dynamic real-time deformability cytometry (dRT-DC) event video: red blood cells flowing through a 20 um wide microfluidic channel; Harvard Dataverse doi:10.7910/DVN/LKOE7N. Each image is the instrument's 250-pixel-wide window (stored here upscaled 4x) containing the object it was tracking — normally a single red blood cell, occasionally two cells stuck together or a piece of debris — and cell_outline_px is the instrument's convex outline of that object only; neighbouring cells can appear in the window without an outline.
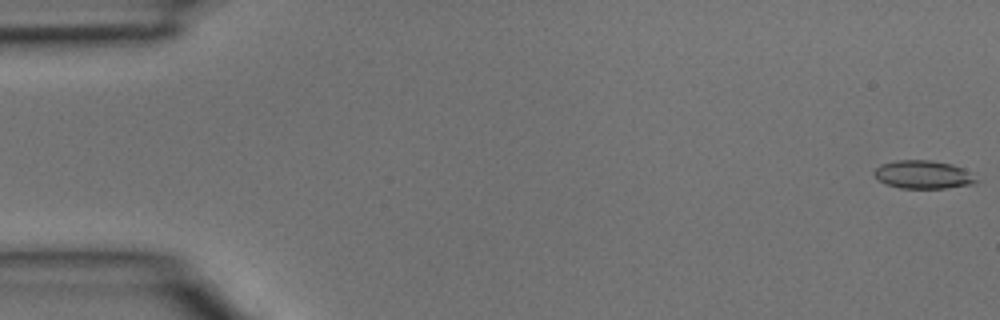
{"species": "common noctule bat (a hibernating species)", "species_latin": "Nyctalus noctula", "temperature_condition": "room temperature", "stored_images_in_passage": 41, "camera_frame_rate_fps": 3000, "um_per_image_px": 0.085, "animal": {"sex": "male", "body_mass_g": 15.6}, "frame": {"image": 1, "passage_image": 1, "time_ms": 0.0, "image_size_px": [1000, 320], "cell_outline_px": [[976, 184], [944, 188], [900, 188], [888, 184], [880, 180], [872, 172], [880, 164], [896, 160], [928, 160], [952, 164], [964, 168], [976, 180]], "centroid_in_image_um": [78.46, 14.83], "position_along_channel_um": 6.5, "area_um2": 16.59}}
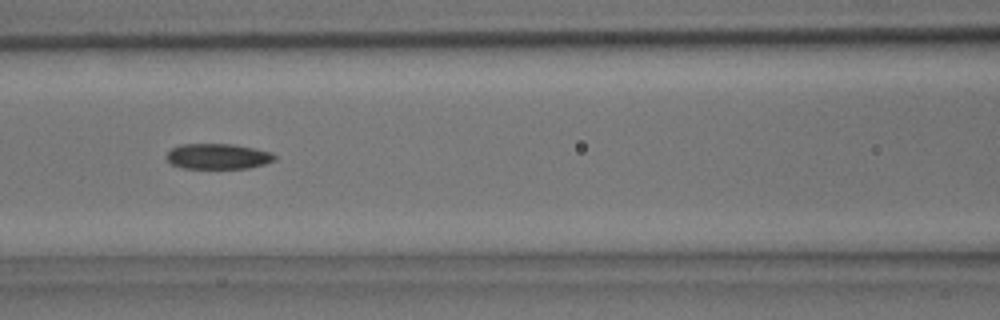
{"frame": {"image": 2, "passage_image": 18, "time_ms": 5.667, "image_size_px": [1000, 320], "cell_outline_px": [[276, 160], [264, 164], [248, 168], [184, 168], [172, 164], [164, 156], [172, 148], [180, 144], [232, 144], [256, 148], [272, 152], [276, 156]], "centroid_in_image_um": [18.54, 13.28], "position_along_channel_um": 148.1, "area_um2": 16.13}}
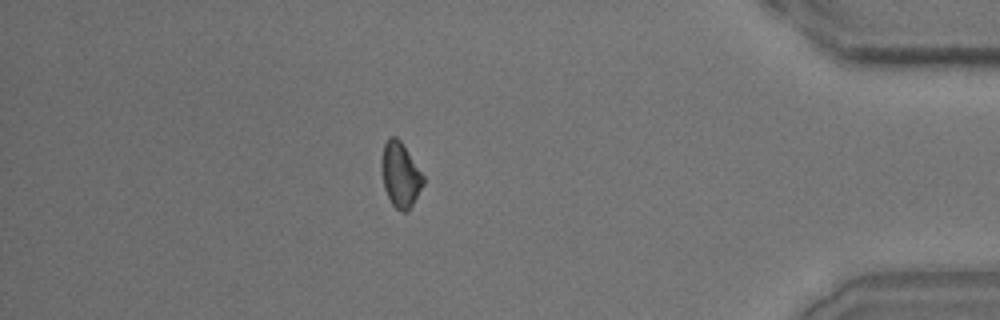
{"frame": {"image": 3, "passage_image": 36, "time_ms": 11.667, "image_size_px": [1000, 320], "cell_outline_px": [[424, 184], [408, 212], [400, 212], [392, 204], [384, 188], [380, 164], [384, 144], [388, 136], [396, 136], [400, 140], [424, 176]], "centroid_in_image_um": [34.02, 14.86], "position_along_channel_um": 401.2, "area_um2": 15.84}}